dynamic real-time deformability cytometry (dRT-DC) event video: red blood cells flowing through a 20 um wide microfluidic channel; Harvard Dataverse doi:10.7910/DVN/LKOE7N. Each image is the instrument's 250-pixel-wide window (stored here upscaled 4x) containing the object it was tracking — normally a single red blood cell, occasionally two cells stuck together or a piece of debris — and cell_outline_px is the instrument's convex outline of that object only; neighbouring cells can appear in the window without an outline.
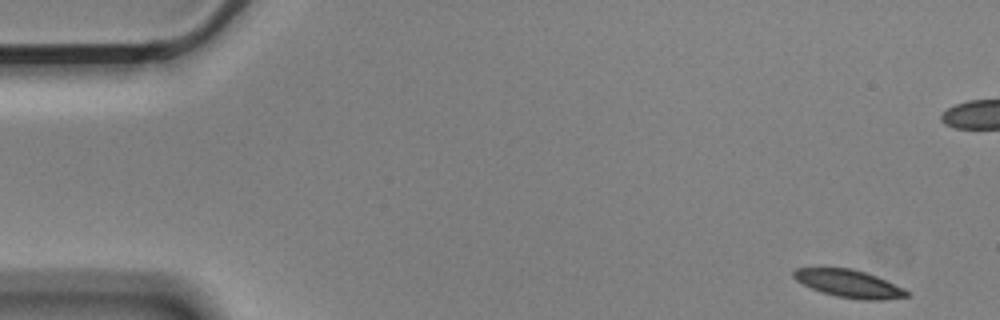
{"species": "Egyptian fruit bat (a non-hibernating species)", "species_latin": "Rousettus aegyptiacus", "temperature_condition": "cold", "stored_images_in_passage": 51, "camera_frame_rate_fps": 3000, "um_per_image_px": 0.085, "animal": {"sex": "male"}, "frame": {"image": 1, "passage_image": 1, "time_ms": 0.0, "image_size_px": [1000, 320], "cell_outline_px": [[908, 296], [884, 300], [860, 300], [836, 296], [820, 292], [796, 280], [792, 276], [792, 272], [796, 268], [852, 268], [876, 276], [904, 288], [908, 292]], "centroid_in_image_um": [72.15, 24.11], "position_along_channel_um": 12.9, "area_um2": 18.15}}
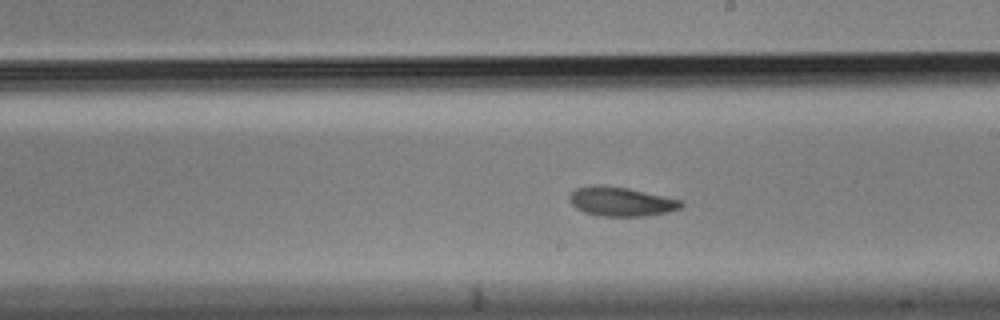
{"frame": {"image": 2, "passage_image": 30, "time_ms": 9.667, "image_size_px": [1000, 320], "cell_outline_px": [[684, 204], [680, 208], [668, 212], [644, 216], [600, 216], [584, 212], [576, 208], [568, 200], [568, 196], [576, 188], [592, 184], [600, 184], [628, 188], [684, 200]], "centroid_in_image_um": [52.78, 17.12], "position_along_channel_um": 236.2, "area_um2": 19.25}}
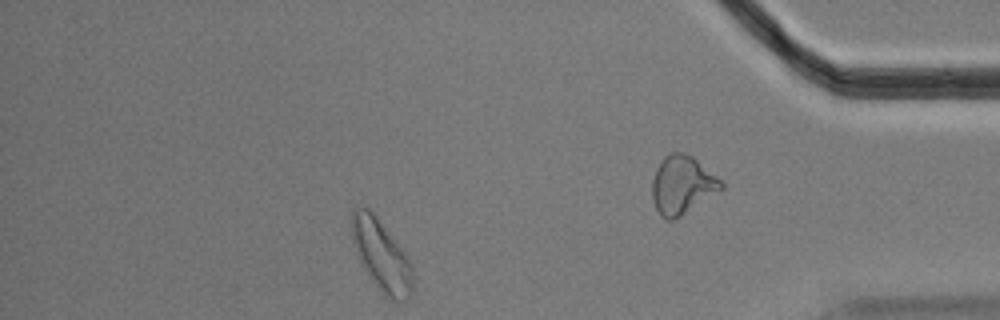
{"frame": {"image": 3, "passage_image": 48, "time_ms": 15.667, "image_size_px": [1000, 320], "cell_outline_px": [[412, 296], [408, 300], [396, 304], [388, 300], [360, 264], [352, 240], [348, 220], [356, 204], [364, 204], [376, 216], [404, 252], [412, 264]], "centroid_in_image_um": [32.37, 21.7], "position_along_channel_um": 402.8, "area_um2": 26.01}, "authors_computed_cell_mechanics": {"area_um2": 19.2474, "velocity_mm_per_s": 3.5027, "shape_relaxation_time_tau1_ms": 5.6908, "shape_relaxation_time_tau2_ms": 5.6007, "deformation_change_tau1": 0.1219, "deformation_change_tau2": 0.118}}